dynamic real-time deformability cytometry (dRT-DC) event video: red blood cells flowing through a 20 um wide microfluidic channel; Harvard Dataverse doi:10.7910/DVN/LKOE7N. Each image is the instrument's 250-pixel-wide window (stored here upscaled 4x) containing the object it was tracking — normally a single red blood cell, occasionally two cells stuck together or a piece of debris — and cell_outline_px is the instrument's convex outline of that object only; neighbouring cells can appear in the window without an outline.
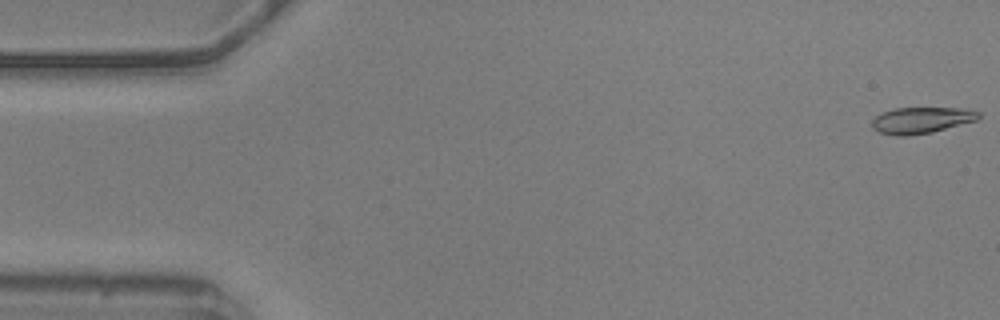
{"species": "common noctule bat (a hibernating species)", "species_latin": "Nyctalus noctula", "temperature_condition": "warm", "stored_images_in_passage": 17, "camera_frame_rate_fps": 3000, "um_per_image_px": 0.085, "animal": {"sex": "male", "body_mass_g": 20.5, "forearm_length_mm": 52.5}, "frame": {"image": 1, "passage_image": 1, "time_ms": 0.0, "image_size_px": [1000, 320], "cell_outline_px": [[980, 116], [976, 120], [932, 132], [908, 136], [896, 136], [880, 132], [872, 128], [872, 120], [880, 112], [896, 108], [960, 108], [980, 112]], "centroid_in_image_um": [78.27, 10.22], "position_along_channel_um": 6.7, "area_um2": 16.24}}
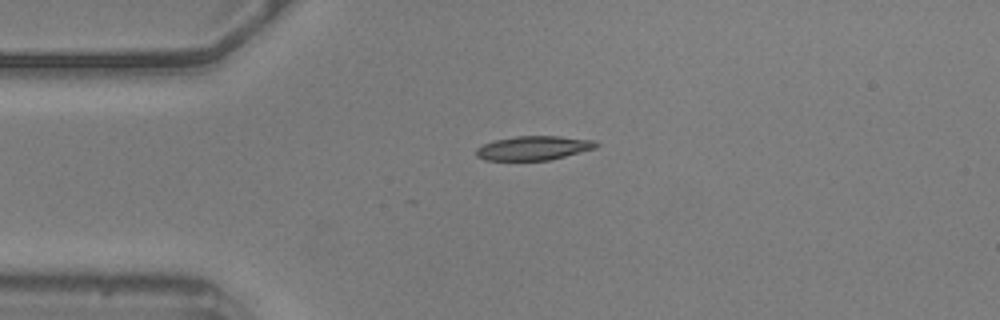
{"frame": {"image": 2, "passage_image": 13, "time_ms": 4.0, "image_size_px": [1000, 320], "cell_outline_px": [[600, 144], [596, 148], [548, 160], [484, 160], [476, 156], [476, 148], [484, 144], [496, 140], [516, 136], [560, 136], [596, 140]], "centroid_in_image_um": [45.38, 12.57], "position_along_channel_um": 39.6, "area_um2": 16.82}}